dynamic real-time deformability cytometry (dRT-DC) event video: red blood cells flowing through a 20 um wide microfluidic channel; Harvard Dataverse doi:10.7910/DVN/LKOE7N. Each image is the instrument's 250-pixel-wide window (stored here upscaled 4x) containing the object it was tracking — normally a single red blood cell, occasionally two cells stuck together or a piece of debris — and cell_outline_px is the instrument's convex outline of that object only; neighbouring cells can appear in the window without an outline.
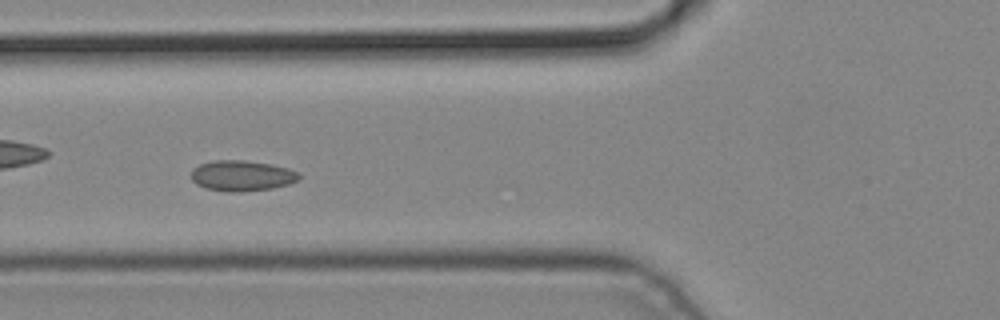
{"species": "common noctule bat (a hibernating species)", "species_latin": "Nyctalus noctula", "temperature_condition": "cold", "stored_images_in_passage": 5, "camera_frame_rate_fps": 3000, "um_per_image_px": 0.085, "animal": {"sex": "male", "body_mass_g": 19.2, "forearm_length_mm": 51.8}, "frame": {"image": 1, "passage_image": 5, "time_ms": 1.333, "image_size_px": [1000, 320], "cell_outline_px": [[300, 176], [296, 180], [288, 184], [272, 188], [236, 192], [228, 192], [204, 188], [196, 184], [192, 180], [192, 168], [200, 164], [212, 160], [244, 160], [272, 164], [288, 168], [300, 172]], "centroid_in_image_um": [20.54, 14.93], "position_along_channel_um": 105.3, "area_um2": 19.31}}